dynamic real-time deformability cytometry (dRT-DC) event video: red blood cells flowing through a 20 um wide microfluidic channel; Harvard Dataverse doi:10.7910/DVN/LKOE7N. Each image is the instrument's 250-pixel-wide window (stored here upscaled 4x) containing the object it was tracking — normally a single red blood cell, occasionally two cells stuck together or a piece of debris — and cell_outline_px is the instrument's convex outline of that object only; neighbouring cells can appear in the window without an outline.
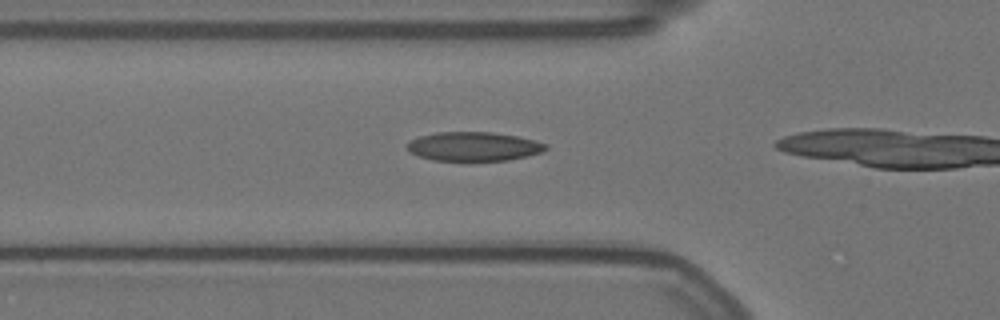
{"species": "Egyptian fruit bat (a non-hibernating species)", "species_latin": "Rousettus aegyptiacus", "temperature_condition": "warm", "stored_images_in_passage": 6, "camera_frame_rate_fps": 3000, "um_per_image_px": 0.085, "animal": {"sex": "female"}, "frame": {"image": 1, "passage_image": 4, "time_ms": 1.0, "image_size_px": [1000, 320], "cell_outline_px": [[548, 148], [540, 152], [508, 160], [464, 164], [432, 160], [408, 152], [404, 144], [420, 136], [436, 132], [492, 132], [516, 136], [536, 140], [548, 144]], "centroid_in_image_um": [40.21, 12.49], "position_along_channel_um": 85.6, "area_um2": 24.45}}